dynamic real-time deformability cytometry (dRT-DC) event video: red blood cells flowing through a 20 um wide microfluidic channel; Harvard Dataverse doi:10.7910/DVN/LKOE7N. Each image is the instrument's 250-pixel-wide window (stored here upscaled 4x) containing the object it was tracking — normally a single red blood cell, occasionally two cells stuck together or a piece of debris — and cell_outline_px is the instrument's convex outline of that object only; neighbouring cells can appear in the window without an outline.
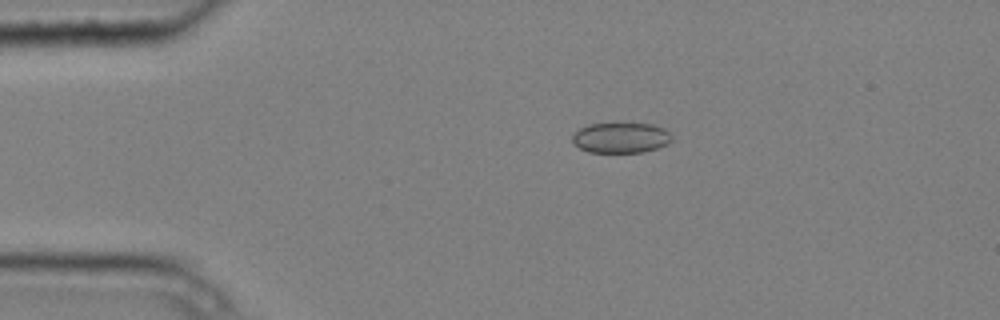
{"species": "common noctule bat (a hibernating species)", "species_latin": "Nyctalus noctula", "temperature_condition": "cold", "stored_images_in_passage": 7, "camera_frame_rate_fps": 3000, "um_per_image_px": 0.085, "animal": {"sex": "male", "body_mass_g": 20.4}, "frame": {"image": 1, "passage_image": 1, "time_ms": 0.0, "image_size_px": [1000, 320], "cell_outline_px": [[672, 140], [668, 144], [644, 152], [588, 152], [572, 144], [572, 136], [580, 128], [588, 124], [616, 120], [652, 124], [664, 128], [672, 136]], "centroid_in_image_um": [52.76, 11.65], "position_along_channel_um": 32.2, "area_um2": 18.5}}
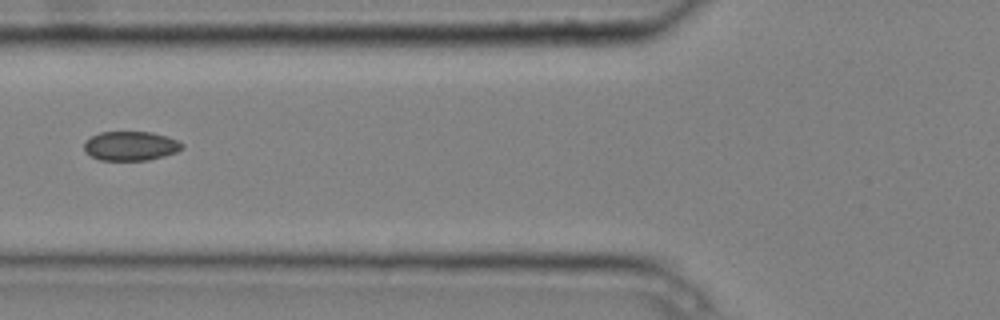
{"frame": {"image": 2, "passage_image": 4, "time_ms": 1.0, "image_size_px": [1000, 320], "cell_outline_px": [[184, 148], [176, 152], [164, 156], [148, 160], [100, 160], [92, 156], [84, 148], [84, 140], [100, 132], [152, 132], [168, 136], [184, 144]], "centroid_in_image_um": [11.13, 12.4], "position_along_channel_um": 114.7, "area_um2": 16.7}}
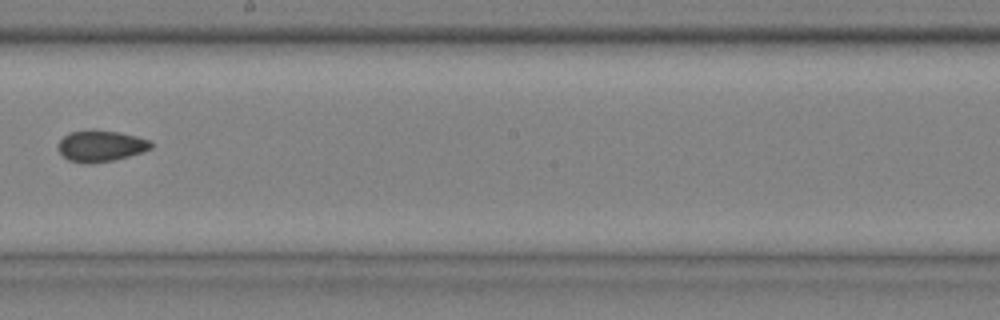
{"frame": {"image": 3, "passage_image": 7, "time_ms": 2.0, "image_size_px": [1000, 320], "cell_outline_px": [[152, 148], [144, 152], [112, 160], [88, 164], [68, 160], [60, 152], [60, 140], [64, 136], [72, 132], [120, 132], [136, 136], [148, 140], [152, 144]], "centroid_in_image_um": [8.61, 12.44], "position_along_channel_um": 239.6, "area_um2": 16.18}}